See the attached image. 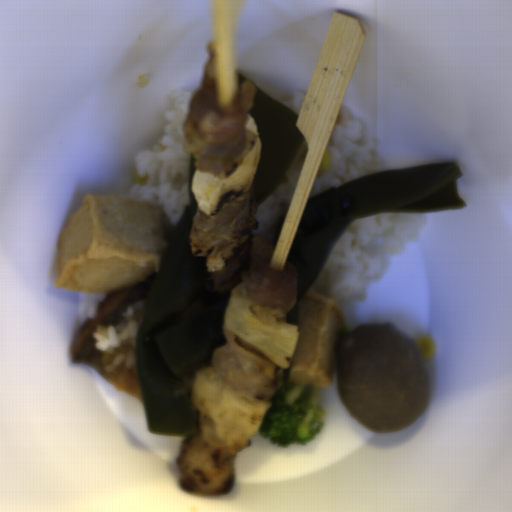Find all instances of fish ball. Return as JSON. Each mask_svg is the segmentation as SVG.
<instances>
[{
  "label": "fish ball",
  "mask_w": 512,
  "mask_h": 512,
  "mask_svg": "<svg viewBox=\"0 0 512 512\" xmlns=\"http://www.w3.org/2000/svg\"><path fill=\"white\" fill-rule=\"evenodd\" d=\"M157 202L86 194L59 233L55 289L115 293L158 274L166 241Z\"/></svg>",
  "instance_id": "29854b86"
},
{
  "label": "fish ball",
  "mask_w": 512,
  "mask_h": 512,
  "mask_svg": "<svg viewBox=\"0 0 512 512\" xmlns=\"http://www.w3.org/2000/svg\"><path fill=\"white\" fill-rule=\"evenodd\" d=\"M299 336L287 371L288 384L331 387L337 349L345 332V312L337 300L308 290L298 304Z\"/></svg>",
  "instance_id": "53f4d19a"
}]
</instances>
